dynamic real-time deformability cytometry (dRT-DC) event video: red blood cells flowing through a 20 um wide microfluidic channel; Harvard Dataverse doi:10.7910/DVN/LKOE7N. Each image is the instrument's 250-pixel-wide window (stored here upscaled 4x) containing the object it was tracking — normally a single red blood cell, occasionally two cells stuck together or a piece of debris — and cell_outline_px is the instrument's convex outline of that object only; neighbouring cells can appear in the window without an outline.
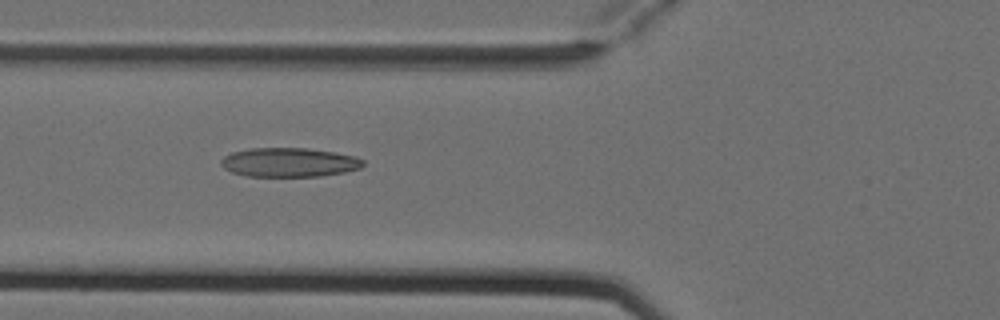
{"species": "Egyptian fruit bat (a non-hibernating species)", "species_latin": "Rousettus aegyptiacus", "temperature_condition": "cold", "stored_images_in_passage": 8, "camera_frame_rate_fps": 3000, "um_per_image_px": 0.085, "animal": {"sex": "female"}, "frame": {"image": 1, "passage_image": 6, "time_ms": 1.667, "image_size_px": [1000, 320], "cell_outline_px": [[364, 164], [360, 168], [344, 172], [320, 176], [248, 176], [232, 172], [224, 168], [220, 164], [220, 160], [224, 156], [232, 152], [248, 148], [308, 148], [336, 152], [356, 156], [364, 160]], "centroid_in_image_um": [24.58, 13.79], "position_along_channel_um": 101.2, "area_um2": 24.22}}
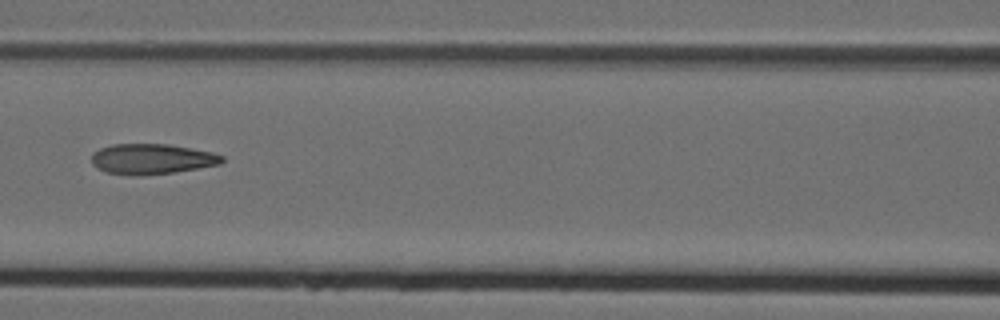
{"frame": {"image": 2, "passage_image": 7, "time_ms": 2.0, "image_size_px": [1000, 320], "cell_outline_px": [[224, 160], [220, 164], [172, 172], [140, 176], [132, 176], [104, 172], [96, 168], [92, 164], [92, 152], [100, 148], [112, 144], [168, 144], [212, 152], [224, 156]], "centroid_in_image_um": [12.85, 13.52], "position_along_channel_um": 153.8, "area_um2": 23.18}}
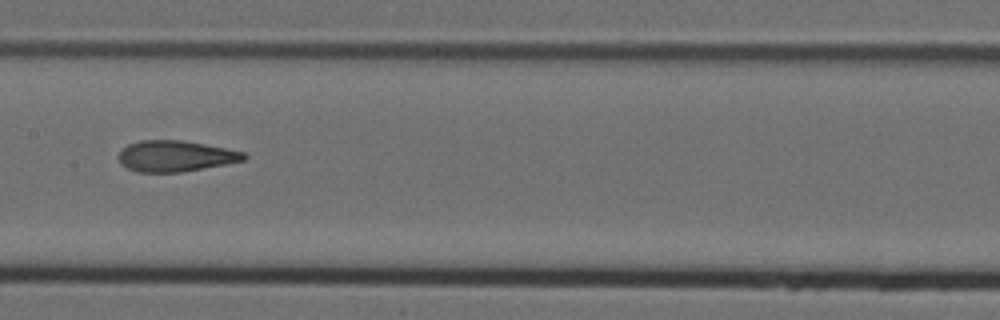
{"frame": {"image": 3, "passage_image": 8, "time_ms": 2.333, "image_size_px": [1000, 320], "cell_outline_px": [[248, 156], [244, 160], [224, 164], [180, 172], [136, 172], [120, 164], [120, 152], [128, 144], [140, 140], [180, 140], [204, 144], [244, 152]], "centroid_in_image_um": [14.89, 13.26], "position_along_channel_um": 192.5, "area_um2": 22.31}}